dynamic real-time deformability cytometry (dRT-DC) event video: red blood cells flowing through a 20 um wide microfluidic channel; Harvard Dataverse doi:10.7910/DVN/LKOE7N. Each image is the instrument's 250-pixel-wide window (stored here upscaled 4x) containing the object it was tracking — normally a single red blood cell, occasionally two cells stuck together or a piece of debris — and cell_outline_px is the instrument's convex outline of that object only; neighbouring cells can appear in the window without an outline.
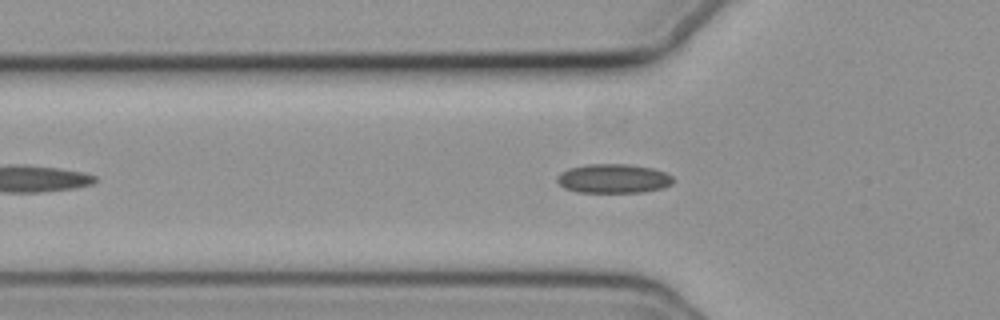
{"species": "common noctule bat (a hibernating species)", "species_latin": "Nyctalus noctula", "temperature_condition": "cold", "stored_images_in_passage": 33, "camera_frame_rate_fps": 3000, "um_per_image_px": 0.085, "animal": {"sex": "female", "body_mass_g": 19.3, "forearm_length_mm": 54.1}, "frame": {"image": 1, "passage_image": 3, "time_ms": 0.667, "image_size_px": [1000, 320], "cell_outline_px": [[676, 180], [672, 184], [664, 188], [644, 192], [576, 192], [564, 188], [556, 180], [556, 176], [560, 172], [568, 168], [588, 164], [628, 164], [652, 168], [664, 172], [672, 176]], "centroid_in_image_um": [52.14, 15.18], "position_along_channel_um": 73.7, "area_um2": 19.94}}
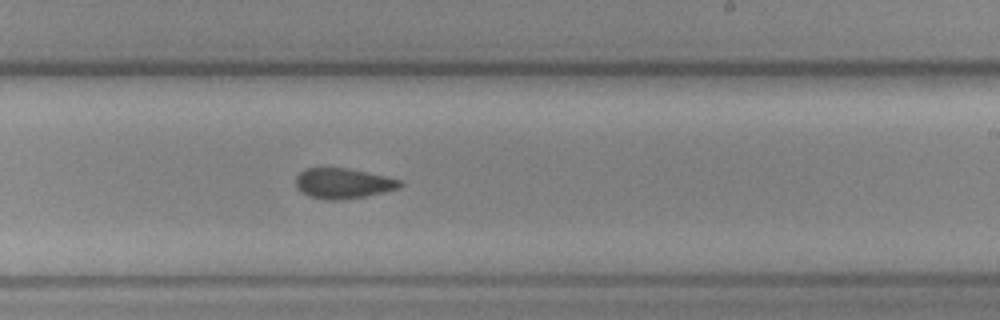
{"frame": {"image": 2, "passage_image": 18, "time_ms": 5.667, "image_size_px": [1000, 320], "cell_outline_px": [[404, 184], [400, 188], [364, 196], [340, 200], [324, 200], [308, 196], [300, 192], [296, 188], [296, 176], [304, 168], [348, 168], [384, 176], [400, 180]], "centroid_in_image_um": [29.12, 15.59], "position_along_channel_um": 259.9, "area_um2": 18.44}}
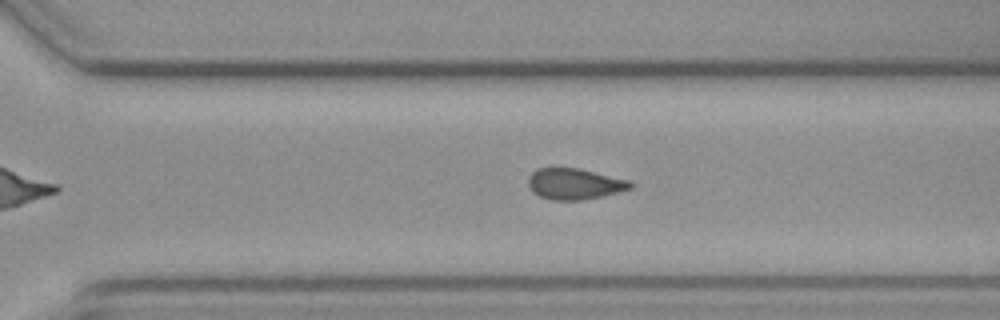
{"frame": {"image": 3, "passage_image": 23, "time_ms": 7.333, "image_size_px": [1000, 320], "cell_outline_px": [[636, 184], [632, 188], [600, 196], [580, 200], [552, 200], [540, 196], [532, 192], [528, 184], [528, 176], [536, 168], [552, 164], [580, 168], [632, 180]], "centroid_in_image_um": [48.81, 15.56], "position_along_channel_um": 321.8, "area_um2": 19.31}, "authors_computed_cell_mechanics": {"area_um2": 18.785, "velocity_mm_per_s": 3.7121, "shape_relaxation_time_tau1_ms": 10.4783, "shape_relaxation_time_tau2_ms": null, "deformation_change_tau1": 0.1183, "deformation_change_tau2": null}}